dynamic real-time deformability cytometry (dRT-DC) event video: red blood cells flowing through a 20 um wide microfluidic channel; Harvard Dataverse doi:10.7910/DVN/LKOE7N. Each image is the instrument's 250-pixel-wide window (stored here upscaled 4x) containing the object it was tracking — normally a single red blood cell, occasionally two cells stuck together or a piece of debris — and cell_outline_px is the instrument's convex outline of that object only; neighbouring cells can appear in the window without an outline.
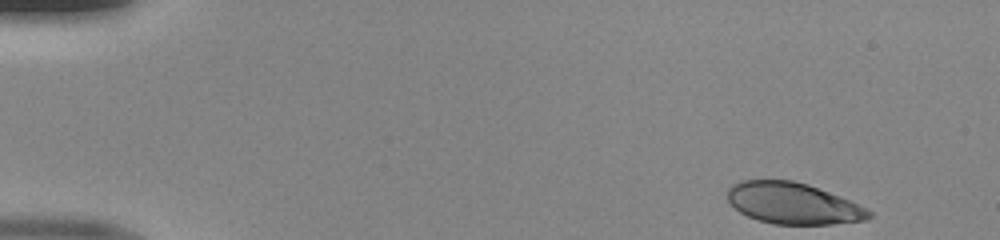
{"species": "human", "species_latin": "Homo sapiens", "temperature_condition": "room temperature", "stored_images_in_passage": 13, "segment_of_instrument_passage": [1, 2], "camera_frame_rate_fps": 3000, "um_per_image_px": 0.085, "donor": {"sex": "male"}, "frame": {"image": 1, "passage_image": 1, "time_ms": 0.0, "image_size_px": [1000, 240], "cell_outline_px": [[872, 216], [864, 220], [832, 224], [772, 224], [748, 216], [740, 212], [728, 200], [728, 188], [732, 184], [744, 180], [792, 180], [808, 184], [840, 196], [872, 212]], "centroid_in_image_um": [67.39, 17.28], "position_along_channel_um": 17.6, "area_um2": 33.7}}
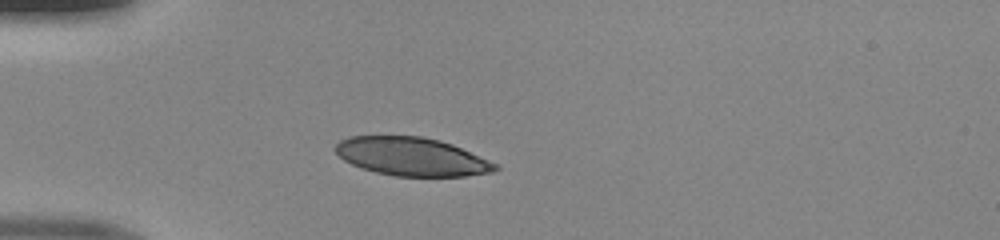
{"frame": {"image": 2, "passage_image": 11, "time_ms": 3.333, "image_size_px": [1000, 240], "cell_outline_px": [[500, 168], [492, 172], [464, 176], [396, 176], [376, 172], [352, 164], [344, 160], [332, 148], [340, 140], [348, 136], [420, 136], [440, 140], [452, 144], [488, 160], [496, 164]], "centroid_in_image_um": [34.97, 13.3], "position_along_channel_um": 50.0, "area_um2": 35.49}}